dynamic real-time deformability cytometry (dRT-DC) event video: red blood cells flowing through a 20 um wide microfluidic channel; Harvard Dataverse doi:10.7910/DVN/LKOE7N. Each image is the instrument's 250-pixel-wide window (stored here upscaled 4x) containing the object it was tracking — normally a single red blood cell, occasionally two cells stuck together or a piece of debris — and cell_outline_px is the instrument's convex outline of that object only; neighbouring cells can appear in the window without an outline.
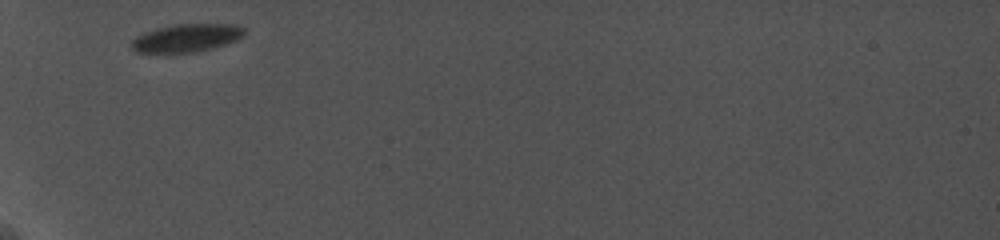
{"species": "common noctule bat (a hibernating species)", "species_latin": "Nyctalus noctula", "temperature_condition": "cold", "stored_images_in_passage": 7, "camera_frame_rate_fps": 5000, "um_per_image_px": 0.085, "animal": {"sex": "female", "body_mass_g": 19.0, "forearm_length_mm": 56.7}, "frame": {"image": 1, "passage_image": 1, "time_ms": 0.0, "image_size_px": [1000, 240], "cell_outline_px": [[244, 36], [236, 40], [212, 48], [196, 52], [136, 52], [132, 48], [132, 40], [136, 36], [144, 32], [156, 28], [172, 24], [232, 24], [244, 28]], "centroid_in_image_um": [15.84, 3.21], "position_along_channel_um": 69.2, "area_um2": 18.26}}
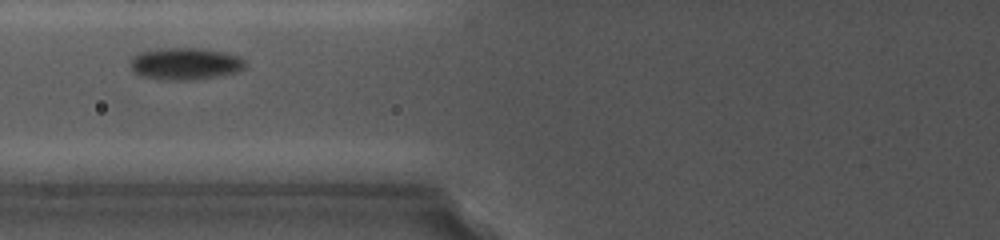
{"frame": {"image": 2, "passage_image": 4, "time_ms": 1.4, "image_size_px": [1000, 240], "cell_outline_px": [[244, 68], [236, 72], [216, 76], [188, 80], [160, 80], [140, 76], [128, 64], [140, 52], [160, 48], [196, 48], [220, 52], [236, 56], [244, 60]], "centroid_in_image_um": [15.69, 5.43], "position_along_channel_um": 110.1, "area_um2": 21.04}}